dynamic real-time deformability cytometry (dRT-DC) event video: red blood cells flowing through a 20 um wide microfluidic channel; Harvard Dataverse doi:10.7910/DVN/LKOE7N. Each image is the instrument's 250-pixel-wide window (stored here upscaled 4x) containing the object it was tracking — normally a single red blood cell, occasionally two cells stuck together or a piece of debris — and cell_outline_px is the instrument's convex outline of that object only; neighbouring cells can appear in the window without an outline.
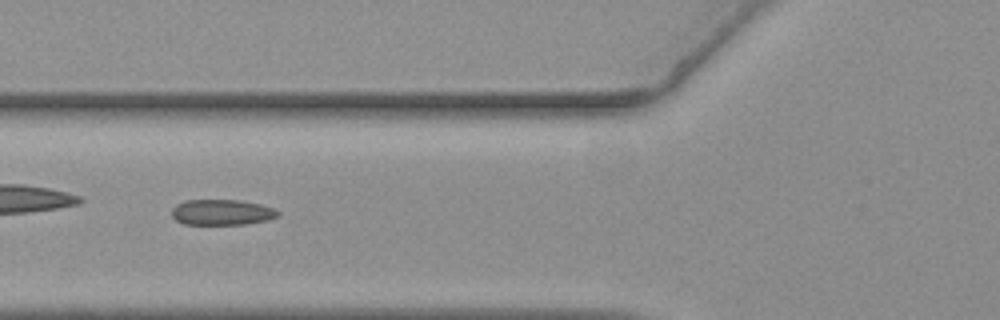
{"species": "common noctule bat (a hibernating species)", "species_latin": "Nyctalus noctula", "temperature_condition": "warm", "stored_images_in_passage": 40, "camera_frame_rate_fps": 3000, "um_per_image_px": 0.085, "animal": {"sex": "female", "body_mass_g": 19.3, "forearm_length_mm": 54.1}, "frame": {"image": 1, "passage_image": 6, "time_ms": 1.667, "image_size_px": [1000, 320], "cell_outline_px": [[280, 216], [268, 220], [244, 224], [184, 224], [176, 220], [172, 216], [172, 208], [176, 204], [184, 200], [240, 200], [260, 204], [272, 208], [280, 212]], "centroid_in_image_um": [18.86, 18.04], "position_along_channel_um": 106.9, "area_um2": 15.9}}
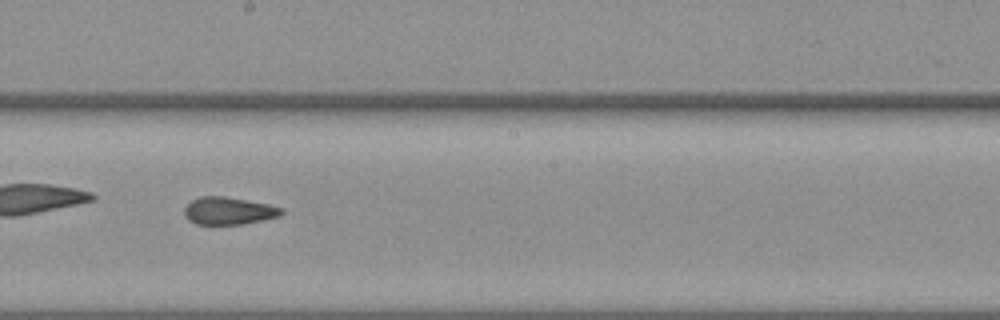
{"frame": {"image": 2, "passage_image": 16, "time_ms": 5.0, "image_size_px": [1000, 320], "cell_outline_px": [[284, 212], [280, 216], [264, 220], [240, 224], [196, 224], [188, 220], [184, 216], [184, 208], [192, 200], [200, 196], [224, 196], [268, 204], [284, 208]], "centroid_in_image_um": [19.44, 17.92], "position_along_channel_um": 228.8, "area_um2": 15.61}}
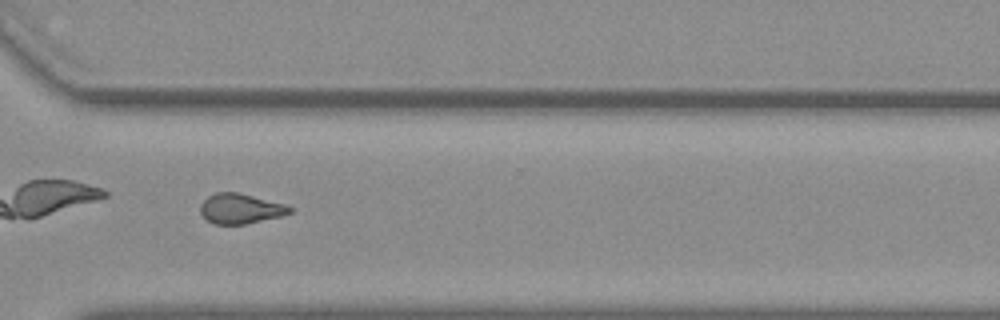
{"frame": {"image": 3, "passage_image": 26, "time_ms": 8.333, "image_size_px": [1000, 320], "cell_outline_px": [[296, 208], [292, 212], [280, 216], [244, 224], [212, 224], [200, 212], [200, 204], [208, 196], [216, 192], [236, 192], [284, 204]], "centroid_in_image_um": [20.43, 17.73], "position_along_channel_um": 350.2, "area_um2": 15.49}, "authors_computed_cell_mechanics": {"area_um2": 15.606, "velocity_mm_per_s": 3.651, "shape_relaxation_time_tau1_ms": null, "shape_relaxation_time_tau2_ms": 2.926, "deformation_change_tau1": null, "deformation_change_tau2": 0.0817}}